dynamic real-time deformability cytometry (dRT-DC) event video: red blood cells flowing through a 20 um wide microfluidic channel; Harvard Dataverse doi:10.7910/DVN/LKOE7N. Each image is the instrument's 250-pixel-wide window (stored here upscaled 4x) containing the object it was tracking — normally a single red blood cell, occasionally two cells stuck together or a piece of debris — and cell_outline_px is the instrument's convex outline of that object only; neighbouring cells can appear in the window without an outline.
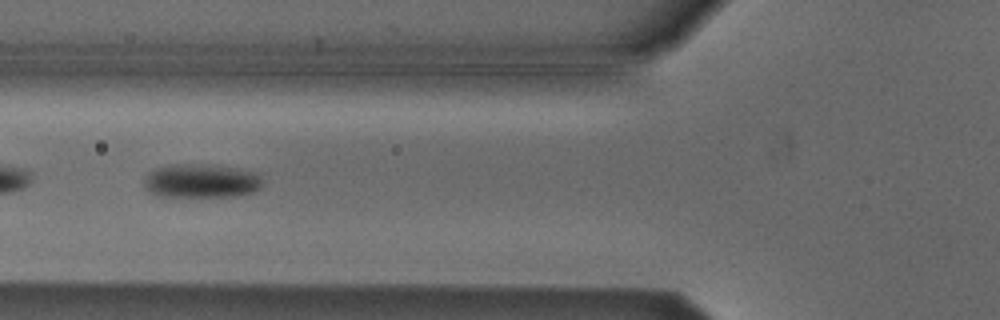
{"species": "Egyptian fruit bat (a non-hibernating species)", "species_latin": "Rousettus aegyptiacus", "temperature_condition": "cold", "stored_images_in_passage": 21, "camera_frame_rate_fps": 3000, "um_per_image_px": 0.085, "animal": {"sex": "male"}, "frame": {"image": 1, "passage_image": 4, "time_ms": 1.0, "image_size_px": [1000, 320], "cell_outline_px": [[260, 188], [252, 192], [236, 196], [156, 196], [148, 192], [144, 184], [144, 180], [148, 172], [156, 168], [176, 164], [192, 164], [236, 168], [256, 172], [260, 176]], "centroid_in_image_um": [17.06, 15.39], "position_along_channel_um": 108.7, "area_um2": 23.12}}
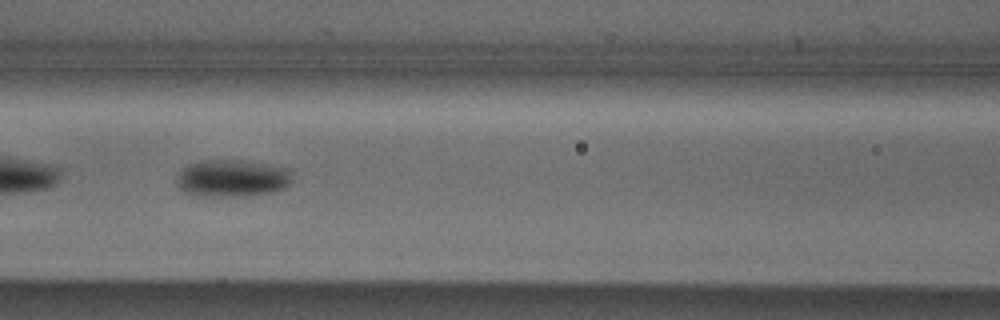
{"frame": {"image": 2, "passage_image": 7, "time_ms": 2.0, "image_size_px": [1000, 320], "cell_outline_px": [[292, 180], [284, 188], [272, 192], [240, 196], [196, 196], [184, 192], [180, 188], [176, 180], [180, 172], [188, 164], [200, 160], [240, 160], [284, 168], [288, 172]], "centroid_in_image_um": [19.66, 15.16], "position_along_channel_um": 146.9, "area_um2": 24.68}}
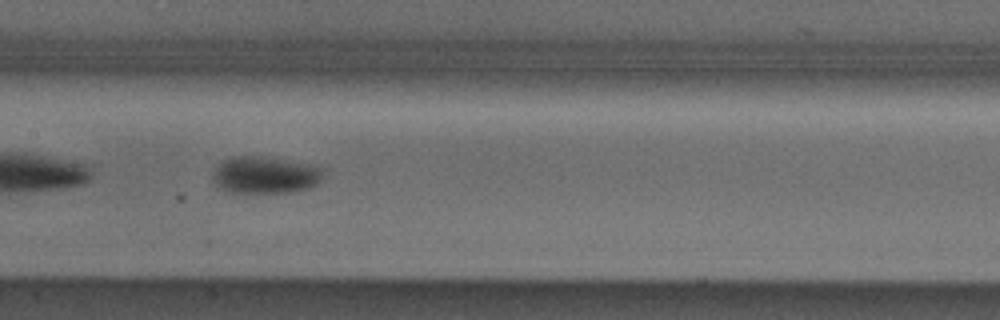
{"frame": {"image": 3, "passage_image": 10, "time_ms": 3.0, "image_size_px": [1000, 320], "cell_outline_px": [[324, 168], [320, 180], [316, 184], [308, 188], [292, 192], [228, 192], [220, 188], [212, 180], [212, 172], [224, 160], [232, 156], [264, 156], [316, 164]], "centroid_in_image_um": [22.56, 14.85], "position_along_channel_um": 184.8, "area_um2": 24.1}}